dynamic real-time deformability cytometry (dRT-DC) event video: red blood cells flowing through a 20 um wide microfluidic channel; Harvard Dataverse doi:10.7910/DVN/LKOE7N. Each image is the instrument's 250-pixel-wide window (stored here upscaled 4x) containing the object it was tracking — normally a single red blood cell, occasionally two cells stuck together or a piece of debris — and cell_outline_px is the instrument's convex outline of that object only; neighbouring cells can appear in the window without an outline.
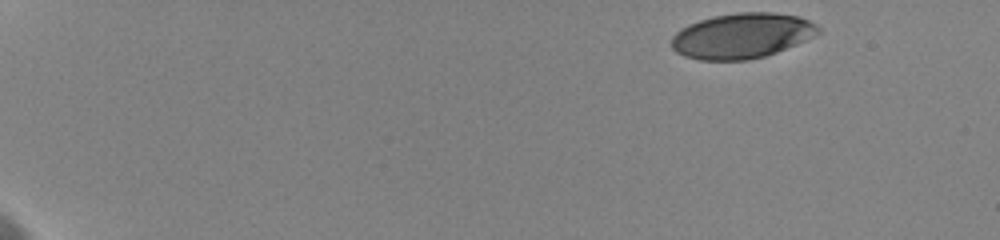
{"species": "human", "species_latin": "Homo sapiens", "temperature_condition": "cold", "stored_images_in_passage": 7, "camera_frame_rate_fps": 3000, "um_per_image_px": 0.085, "donor": {"sex": "female"}, "frame": {"image": 1, "passage_image": 1, "time_ms": 0.0, "image_size_px": [1000, 240], "cell_outline_px": [[820, 32], [796, 44], [776, 52], [764, 56], [748, 60], [700, 60], [684, 56], [676, 52], [672, 48], [672, 36], [680, 28], [688, 24], [700, 20], [716, 16], [736, 12], [772, 12], [800, 16], [816, 24], [820, 28]], "centroid_in_image_um": [63.04, 3.03], "position_along_channel_um": 22.0, "area_um2": 38.61}}
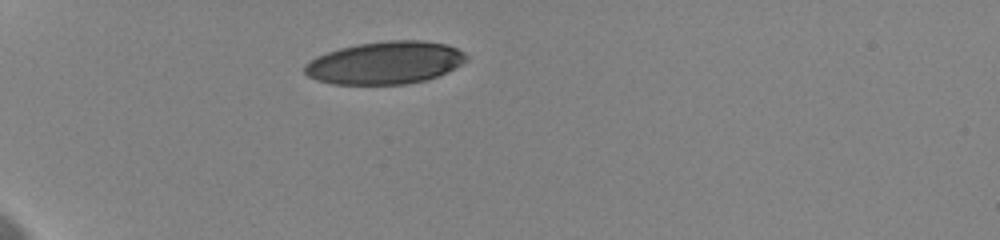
{"frame": {"image": 2, "passage_image": 5, "time_ms": 4.0, "image_size_px": [1000, 240], "cell_outline_px": [[468, 60], [428, 80], [408, 84], [332, 84], [316, 80], [308, 76], [304, 72], [304, 64], [316, 56], [340, 48], [360, 44], [388, 40], [424, 40], [448, 44], [464, 52], [468, 56]], "centroid_in_image_um": [32.73, 5.33], "position_along_channel_um": 52.3, "area_um2": 40.17}}